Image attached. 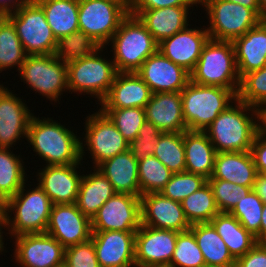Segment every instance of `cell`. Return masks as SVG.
Instances as JSON below:
<instances>
[{
    "label": "cell",
    "instance_id": "obj_6",
    "mask_svg": "<svg viewBox=\"0 0 266 267\" xmlns=\"http://www.w3.org/2000/svg\"><path fill=\"white\" fill-rule=\"evenodd\" d=\"M183 117L187 130L204 131L237 95L230 89L193 83L181 91Z\"/></svg>",
    "mask_w": 266,
    "mask_h": 267
},
{
    "label": "cell",
    "instance_id": "obj_39",
    "mask_svg": "<svg viewBox=\"0 0 266 267\" xmlns=\"http://www.w3.org/2000/svg\"><path fill=\"white\" fill-rule=\"evenodd\" d=\"M101 46L83 31H76L57 41L55 56L64 62L87 57Z\"/></svg>",
    "mask_w": 266,
    "mask_h": 267
},
{
    "label": "cell",
    "instance_id": "obj_43",
    "mask_svg": "<svg viewBox=\"0 0 266 267\" xmlns=\"http://www.w3.org/2000/svg\"><path fill=\"white\" fill-rule=\"evenodd\" d=\"M170 265L173 267H203L205 265L203 254L190 230L178 233Z\"/></svg>",
    "mask_w": 266,
    "mask_h": 267
},
{
    "label": "cell",
    "instance_id": "obj_37",
    "mask_svg": "<svg viewBox=\"0 0 266 267\" xmlns=\"http://www.w3.org/2000/svg\"><path fill=\"white\" fill-rule=\"evenodd\" d=\"M153 155L173 174L185 171L184 132H163Z\"/></svg>",
    "mask_w": 266,
    "mask_h": 267
},
{
    "label": "cell",
    "instance_id": "obj_3",
    "mask_svg": "<svg viewBox=\"0 0 266 267\" xmlns=\"http://www.w3.org/2000/svg\"><path fill=\"white\" fill-rule=\"evenodd\" d=\"M24 188L25 184L3 204L5 228L11 238L22 234L45 233L48 226L53 206L49 196L39 185L32 190L27 189L29 191Z\"/></svg>",
    "mask_w": 266,
    "mask_h": 267
},
{
    "label": "cell",
    "instance_id": "obj_11",
    "mask_svg": "<svg viewBox=\"0 0 266 267\" xmlns=\"http://www.w3.org/2000/svg\"><path fill=\"white\" fill-rule=\"evenodd\" d=\"M21 80L35 92L58 101L66 90L68 91V77L66 62L51 55H27L19 71ZM63 91V92H62Z\"/></svg>",
    "mask_w": 266,
    "mask_h": 267
},
{
    "label": "cell",
    "instance_id": "obj_45",
    "mask_svg": "<svg viewBox=\"0 0 266 267\" xmlns=\"http://www.w3.org/2000/svg\"><path fill=\"white\" fill-rule=\"evenodd\" d=\"M221 213H230L233 208L252 190L222 179H207Z\"/></svg>",
    "mask_w": 266,
    "mask_h": 267
},
{
    "label": "cell",
    "instance_id": "obj_10",
    "mask_svg": "<svg viewBox=\"0 0 266 267\" xmlns=\"http://www.w3.org/2000/svg\"><path fill=\"white\" fill-rule=\"evenodd\" d=\"M7 17L14 24L27 55L55 54L57 40L46 21L43 9L34 0H28Z\"/></svg>",
    "mask_w": 266,
    "mask_h": 267
},
{
    "label": "cell",
    "instance_id": "obj_42",
    "mask_svg": "<svg viewBox=\"0 0 266 267\" xmlns=\"http://www.w3.org/2000/svg\"><path fill=\"white\" fill-rule=\"evenodd\" d=\"M263 206V201L251 190L230 212L248 232L256 237L257 242H260V224Z\"/></svg>",
    "mask_w": 266,
    "mask_h": 267
},
{
    "label": "cell",
    "instance_id": "obj_24",
    "mask_svg": "<svg viewBox=\"0 0 266 267\" xmlns=\"http://www.w3.org/2000/svg\"><path fill=\"white\" fill-rule=\"evenodd\" d=\"M149 86L136 72H118L101 108H145L151 98Z\"/></svg>",
    "mask_w": 266,
    "mask_h": 267
},
{
    "label": "cell",
    "instance_id": "obj_30",
    "mask_svg": "<svg viewBox=\"0 0 266 267\" xmlns=\"http://www.w3.org/2000/svg\"><path fill=\"white\" fill-rule=\"evenodd\" d=\"M94 172L83 174L76 200L78 209L90 219L98 212L99 208L116 192L111 182L94 167Z\"/></svg>",
    "mask_w": 266,
    "mask_h": 267
},
{
    "label": "cell",
    "instance_id": "obj_55",
    "mask_svg": "<svg viewBox=\"0 0 266 267\" xmlns=\"http://www.w3.org/2000/svg\"><path fill=\"white\" fill-rule=\"evenodd\" d=\"M4 219H5V213H4V210H0V253L2 252V251H5L4 250V241H3V232H2V228H4L5 229V221H4Z\"/></svg>",
    "mask_w": 266,
    "mask_h": 267
},
{
    "label": "cell",
    "instance_id": "obj_29",
    "mask_svg": "<svg viewBox=\"0 0 266 267\" xmlns=\"http://www.w3.org/2000/svg\"><path fill=\"white\" fill-rule=\"evenodd\" d=\"M185 171L209 179L214 171L216 150L204 131H184Z\"/></svg>",
    "mask_w": 266,
    "mask_h": 267
},
{
    "label": "cell",
    "instance_id": "obj_57",
    "mask_svg": "<svg viewBox=\"0 0 266 267\" xmlns=\"http://www.w3.org/2000/svg\"><path fill=\"white\" fill-rule=\"evenodd\" d=\"M261 130L266 134V110L261 112Z\"/></svg>",
    "mask_w": 266,
    "mask_h": 267
},
{
    "label": "cell",
    "instance_id": "obj_40",
    "mask_svg": "<svg viewBox=\"0 0 266 267\" xmlns=\"http://www.w3.org/2000/svg\"><path fill=\"white\" fill-rule=\"evenodd\" d=\"M237 98L261 111L266 110V65L241 78Z\"/></svg>",
    "mask_w": 266,
    "mask_h": 267
},
{
    "label": "cell",
    "instance_id": "obj_25",
    "mask_svg": "<svg viewBox=\"0 0 266 267\" xmlns=\"http://www.w3.org/2000/svg\"><path fill=\"white\" fill-rule=\"evenodd\" d=\"M146 120L162 132H184L181 92H158L151 95L145 106Z\"/></svg>",
    "mask_w": 266,
    "mask_h": 267
},
{
    "label": "cell",
    "instance_id": "obj_23",
    "mask_svg": "<svg viewBox=\"0 0 266 267\" xmlns=\"http://www.w3.org/2000/svg\"><path fill=\"white\" fill-rule=\"evenodd\" d=\"M190 7L174 6L158 9H128L129 13L138 17L159 44L162 40L172 37L184 30L189 24Z\"/></svg>",
    "mask_w": 266,
    "mask_h": 267
},
{
    "label": "cell",
    "instance_id": "obj_61",
    "mask_svg": "<svg viewBox=\"0 0 266 267\" xmlns=\"http://www.w3.org/2000/svg\"><path fill=\"white\" fill-rule=\"evenodd\" d=\"M261 175L266 178V170Z\"/></svg>",
    "mask_w": 266,
    "mask_h": 267
},
{
    "label": "cell",
    "instance_id": "obj_17",
    "mask_svg": "<svg viewBox=\"0 0 266 267\" xmlns=\"http://www.w3.org/2000/svg\"><path fill=\"white\" fill-rule=\"evenodd\" d=\"M136 231H92L100 267H136Z\"/></svg>",
    "mask_w": 266,
    "mask_h": 267
},
{
    "label": "cell",
    "instance_id": "obj_44",
    "mask_svg": "<svg viewBox=\"0 0 266 267\" xmlns=\"http://www.w3.org/2000/svg\"><path fill=\"white\" fill-rule=\"evenodd\" d=\"M206 183L207 179L204 176L183 171L172 174L170 180L160 193L166 198L181 202Z\"/></svg>",
    "mask_w": 266,
    "mask_h": 267
},
{
    "label": "cell",
    "instance_id": "obj_48",
    "mask_svg": "<svg viewBox=\"0 0 266 267\" xmlns=\"http://www.w3.org/2000/svg\"><path fill=\"white\" fill-rule=\"evenodd\" d=\"M236 267H266V242L257 244L235 261Z\"/></svg>",
    "mask_w": 266,
    "mask_h": 267
},
{
    "label": "cell",
    "instance_id": "obj_21",
    "mask_svg": "<svg viewBox=\"0 0 266 267\" xmlns=\"http://www.w3.org/2000/svg\"><path fill=\"white\" fill-rule=\"evenodd\" d=\"M81 163L70 165H46L37 174V185L49 196L53 205L76 203L79 184L82 178Z\"/></svg>",
    "mask_w": 266,
    "mask_h": 267
},
{
    "label": "cell",
    "instance_id": "obj_22",
    "mask_svg": "<svg viewBox=\"0 0 266 267\" xmlns=\"http://www.w3.org/2000/svg\"><path fill=\"white\" fill-rule=\"evenodd\" d=\"M209 40L206 28H189L188 26L172 37L162 40L158 44V51L173 63L183 67L191 73L205 43Z\"/></svg>",
    "mask_w": 266,
    "mask_h": 267
},
{
    "label": "cell",
    "instance_id": "obj_16",
    "mask_svg": "<svg viewBox=\"0 0 266 267\" xmlns=\"http://www.w3.org/2000/svg\"><path fill=\"white\" fill-rule=\"evenodd\" d=\"M136 73L149 86L152 94L181 92L190 81L188 71L173 63L158 50L143 62Z\"/></svg>",
    "mask_w": 266,
    "mask_h": 267
},
{
    "label": "cell",
    "instance_id": "obj_51",
    "mask_svg": "<svg viewBox=\"0 0 266 267\" xmlns=\"http://www.w3.org/2000/svg\"><path fill=\"white\" fill-rule=\"evenodd\" d=\"M28 0H0V16L16 12Z\"/></svg>",
    "mask_w": 266,
    "mask_h": 267
},
{
    "label": "cell",
    "instance_id": "obj_38",
    "mask_svg": "<svg viewBox=\"0 0 266 267\" xmlns=\"http://www.w3.org/2000/svg\"><path fill=\"white\" fill-rule=\"evenodd\" d=\"M172 172L154 155L138 161V178L141 195L159 193L172 176Z\"/></svg>",
    "mask_w": 266,
    "mask_h": 267
},
{
    "label": "cell",
    "instance_id": "obj_18",
    "mask_svg": "<svg viewBox=\"0 0 266 267\" xmlns=\"http://www.w3.org/2000/svg\"><path fill=\"white\" fill-rule=\"evenodd\" d=\"M178 233L141 224L135 234L136 266L170 264Z\"/></svg>",
    "mask_w": 266,
    "mask_h": 267
},
{
    "label": "cell",
    "instance_id": "obj_33",
    "mask_svg": "<svg viewBox=\"0 0 266 267\" xmlns=\"http://www.w3.org/2000/svg\"><path fill=\"white\" fill-rule=\"evenodd\" d=\"M189 230L194 234L206 265H235L236 260L229 253L227 245L211 223L192 224Z\"/></svg>",
    "mask_w": 266,
    "mask_h": 267
},
{
    "label": "cell",
    "instance_id": "obj_47",
    "mask_svg": "<svg viewBox=\"0 0 266 267\" xmlns=\"http://www.w3.org/2000/svg\"><path fill=\"white\" fill-rule=\"evenodd\" d=\"M66 267H100L92 239L65 248Z\"/></svg>",
    "mask_w": 266,
    "mask_h": 267
},
{
    "label": "cell",
    "instance_id": "obj_59",
    "mask_svg": "<svg viewBox=\"0 0 266 267\" xmlns=\"http://www.w3.org/2000/svg\"><path fill=\"white\" fill-rule=\"evenodd\" d=\"M203 267H236L235 265L233 266H213V265H204Z\"/></svg>",
    "mask_w": 266,
    "mask_h": 267
},
{
    "label": "cell",
    "instance_id": "obj_36",
    "mask_svg": "<svg viewBox=\"0 0 266 267\" xmlns=\"http://www.w3.org/2000/svg\"><path fill=\"white\" fill-rule=\"evenodd\" d=\"M181 206L190 225L210 223L213 217L220 213L208 182L199 190L183 199Z\"/></svg>",
    "mask_w": 266,
    "mask_h": 267
},
{
    "label": "cell",
    "instance_id": "obj_58",
    "mask_svg": "<svg viewBox=\"0 0 266 267\" xmlns=\"http://www.w3.org/2000/svg\"><path fill=\"white\" fill-rule=\"evenodd\" d=\"M136 267H173V266L170 264H153V265H142Z\"/></svg>",
    "mask_w": 266,
    "mask_h": 267
},
{
    "label": "cell",
    "instance_id": "obj_56",
    "mask_svg": "<svg viewBox=\"0 0 266 267\" xmlns=\"http://www.w3.org/2000/svg\"><path fill=\"white\" fill-rule=\"evenodd\" d=\"M258 1V5L260 8V18L262 20L266 19V0H257Z\"/></svg>",
    "mask_w": 266,
    "mask_h": 267
},
{
    "label": "cell",
    "instance_id": "obj_26",
    "mask_svg": "<svg viewBox=\"0 0 266 267\" xmlns=\"http://www.w3.org/2000/svg\"><path fill=\"white\" fill-rule=\"evenodd\" d=\"M240 78L266 65V19L232 41Z\"/></svg>",
    "mask_w": 266,
    "mask_h": 267
},
{
    "label": "cell",
    "instance_id": "obj_49",
    "mask_svg": "<svg viewBox=\"0 0 266 267\" xmlns=\"http://www.w3.org/2000/svg\"><path fill=\"white\" fill-rule=\"evenodd\" d=\"M199 0H128V9H158L174 6H194Z\"/></svg>",
    "mask_w": 266,
    "mask_h": 267
},
{
    "label": "cell",
    "instance_id": "obj_5",
    "mask_svg": "<svg viewBox=\"0 0 266 267\" xmlns=\"http://www.w3.org/2000/svg\"><path fill=\"white\" fill-rule=\"evenodd\" d=\"M117 72H136L158 50V43L137 16L128 14L110 39Z\"/></svg>",
    "mask_w": 266,
    "mask_h": 267
},
{
    "label": "cell",
    "instance_id": "obj_19",
    "mask_svg": "<svg viewBox=\"0 0 266 267\" xmlns=\"http://www.w3.org/2000/svg\"><path fill=\"white\" fill-rule=\"evenodd\" d=\"M15 95L0 84V148L11 149L21 137L27 138L33 113Z\"/></svg>",
    "mask_w": 266,
    "mask_h": 267
},
{
    "label": "cell",
    "instance_id": "obj_27",
    "mask_svg": "<svg viewBox=\"0 0 266 267\" xmlns=\"http://www.w3.org/2000/svg\"><path fill=\"white\" fill-rule=\"evenodd\" d=\"M257 175L250 151L218 152L215 157L214 171L209 179H222L253 189Z\"/></svg>",
    "mask_w": 266,
    "mask_h": 267
},
{
    "label": "cell",
    "instance_id": "obj_32",
    "mask_svg": "<svg viewBox=\"0 0 266 267\" xmlns=\"http://www.w3.org/2000/svg\"><path fill=\"white\" fill-rule=\"evenodd\" d=\"M210 223L227 245L229 253L236 260L249 252L256 244V237L248 232L230 213H219Z\"/></svg>",
    "mask_w": 266,
    "mask_h": 267
},
{
    "label": "cell",
    "instance_id": "obj_13",
    "mask_svg": "<svg viewBox=\"0 0 266 267\" xmlns=\"http://www.w3.org/2000/svg\"><path fill=\"white\" fill-rule=\"evenodd\" d=\"M141 225L139 196L116 193L91 219L92 231H137Z\"/></svg>",
    "mask_w": 266,
    "mask_h": 267
},
{
    "label": "cell",
    "instance_id": "obj_20",
    "mask_svg": "<svg viewBox=\"0 0 266 267\" xmlns=\"http://www.w3.org/2000/svg\"><path fill=\"white\" fill-rule=\"evenodd\" d=\"M141 224L157 229L184 232L190 229L181 202L159 193L141 195Z\"/></svg>",
    "mask_w": 266,
    "mask_h": 267
},
{
    "label": "cell",
    "instance_id": "obj_46",
    "mask_svg": "<svg viewBox=\"0 0 266 267\" xmlns=\"http://www.w3.org/2000/svg\"><path fill=\"white\" fill-rule=\"evenodd\" d=\"M163 132L152 122L145 121L138 135L129 143V150L137 161L153 155L159 136Z\"/></svg>",
    "mask_w": 266,
    "mask_h": 267
},
{
    "label": "cell",
    "instance_id": "obj_35",
    "mask_svg": "<svg viewBox=\"0 0 266 267\" xmlns=\"http://www.w3.org/2000/svg\"><path fill=\"white\" fill-rule=\"evenodd\" d=\"M26 57L14 24L7 16H0V71L17 66L19 72Z\"/></svg>",
    "mask_w": 266,
    "mask_h": 267
},
{
    "label": "cell",
    "instance_id": "obj_34",
    "mask_svg": "<svg viewBox=\"0 0 266 267\" xmlns=\"http://www.w3.org/2000/svg\"><path fill=\"white\" fill-rule=\"evenodd\" d=\"M19 156L10 148H0V202L3 204L27 182L24 162Z\"/></svg>",
    "mask_w": 266,
    "mask_h": 267
},
{
    "label": "cell",
    "instance_id": "obj_41",
    "mask_svg": "<svg viewBox=\"0 0 266 267\" xmlns=\"http://www.w3.org/2000/svg\"><path fill=\"white\" fill-rule=\"evenodd\" d=\"M100 110L110 118L129 143L136 138L146 121L144 108H100Z\"/></svg>",
    "mask_w": 266,
    "mask_h": 267
},
{
    "label": "cell",
    "instance_id": "obj_15",
    "mask_svg": "<svg viewBox=\"0 0 266 267\" xmlns=\"http://www.w3.org/2000/svg\"><path fill=\"white\" fill-rule=\"evenodd\" d=\"M45 233L64 248L77 245L91 238V219L78 209L76 203L56 204L52 206Z\"/></svg>",
    "mask_w": 266,
    "mask_h": 267
},
{
    "label": "cell",
    "instance_id": "obj_4",
    "mask_svg": "<svg viewBox=\"0 0 266 267\" xmlns=\"http://www.w3.org/2000/svg\"><path fill=\"white\" fill-rule=\"evenodd\" d=\"M190 80L201 85L227 88L237 95L241 78L232 41L209 38L190 73Z\"/></svg>",
    "mask_w": 266,
    "mask_h": 267
},
{
    "label": "cell",
    "instance_id": "obj_52",
    "mask_svg": "<svg viewBox=\"0 0 266 267\" xmlns=\"http://www.w3.org/2000/svg\"><path fill=\"white\" fill-rule=\"evenodd\" d=\"M252 190L260 197L263 203L266 204V178L258 174Z\"/></svg>",
    "mask_w": 266,
    "mask_h": 267
},
{
    "label": "cell",
    "instance_id": "obj_50",
    "mask_svg": "<svg viewBox=\"0 0 266 267\" xmlns=\"http://www.w3.org/2000/svg\"><path fill=\"white\" fill-rule=\"evenodd\" d=\"M258 174L266 170V134L260 130L254 137L250 149Z\"/></svg>",
    "mask_w": 266,
    "mask_h": 267
},
{
    "label": "cell",
    "instance_id": "obj_7",
    "mask_svg": "<svg viewBox=\"0 0 266 267\" xmlns=\"http://www.w3.org/2000/svg\"><path fill=\"white\" fill-rule=\"evenodd\" d=\"M103 48L87 57L66 63L69 92L89 94L99 102L107 96L118 72L112 58L110 61L100 55Z\"/></svg>",
    "mask_w": 266,
    "mask_h": 267
},
{
    "label": "cell",
    "instance_id": "obj_53",
    "mask_svg": "<svg viewBox=\"0 0 266 267\" xmlns=\"http://www.w3.org/2000/svg\"><path fill=\"white\" fill-rule=\"evenodd\" d=\"M238 3L244 7L252 9L260 17V8L257 0H223Z\"/></svg>",
    "mask_w": 266,
    "mask_h": 267
},
{
    "label": "cell",
    "instance_id": "obj_1",
    "mask_svg": "<svg viewBox=\"0 0 266 267\" xmlns=\"http://www.w3.org/2000/svg\"><path fill=\"white\" fill-rule=\"evenodd\" d=\"M234 104L231 103L204 130L217 153L250 151L254 137L261 130L260 109L238 98Z\"/></svg>",
    "mask_w": 266,
    "mask_h": 267
},
{
    "label": "cell",
    "instance_id": "obj_60",
    "mask_svg": "<svg viewBox=\"0 0 266 267\" xmlns=\"http://www.w3.org/2000/svg\"><path fill=\"white\" fill-rule=\"evenodd\" d=\"M0 210H4V205L1 202H0Z\"/></svg>",
    "mask_w": 266,
    "mask_h": 267
},
{
    "label": "cell",
    "instance_id": "obj_2",
    "mask_svg": "<svg viewBox=\"0 0 266 267\" xmlns=\"http://www.w3.org/2000/svg\"><path fill=\"white\" fill-rule=\"evenodd\" d=\"M53 118L32 116L27 132V142L32 145L45 165H70L81 163L80 137Z\"/></svg>",
    "mask_w": 266,
    "mask_h": 267
},
{
    "label": "cell",
    "instance_id": "obj_14",
    "mask_svg": "<svg viewBox=\"0 0 266 267\" xmlns=\"http://www.w3.org/2000/svg\"><path fill=\"white\" fill-rule=\"evenodd\" d=\"M14 260L23 267H60L64 265L65 248L47 233L15 236Z\"/></svg>",
    "mask_w": 266,
    "mask_h": 267
},
{
    "label": "cell",
    "instance_id": "obj_9",
    "mask_svg": "<svg viewBox=\"0 0 266 267\" xmlns=\"http://www.w3.org/2000/svg\"><path fill=\"white\" fill-rule=\"evenodd\" d=\"M209 18L210 39L233 41L256 27L262 19L250 8L223 0H199Z\"/></svg>",
    "mask_w": 266,
    "mask_h": 267
},
{
    "label": "cell",
    "instance_id": "obj_54",
    "mask_svg": "<svg viewBox=\"0 0 266 267\" xmlns=\"http://www.w3.org/2000/svg\"><path fill=\"white\" fill-rule=\"evenodd\" d=\"M260 242H266V204H264L260 224Z\"/></svg>",
    "mask_w": 266,
    "mask_h": 267
},
{
    "label": "cell",
    "instance_id": "obj_12",
    "mask_svg": "<svg viewBox=\"0 0 266 267\" xmlns=\"http://www.w3.org/2000/svg\"><path fill=\"white\" fill-rule=\"evenodd\" d=\"M85 138L80 141L81 161L84 148L90 151L94 167L103 161L129 150V142L118 131L115 124L100 109L85 118ZM84 146V147H83Z\"/></svg>",
    "mask_w": 266,
    "mask_h": 267
},
{
    "label": "cell",
    "instance_id": "obj_28",
    "mask_svg": "<svg viewBox=\"0 0 266 267\" xmlns=\"http://www.w3.org/2000/svg\"><path fill=\"white\" fill-rule=\"evenodd\" d=\"M96 168L111 182L116 193L140 197L138 161L130 150L103 161Z\"/></svg>",
    "mask_w": 266,
    "mask_h": 267
},
{
    "label": "cell",
    "instance_id": "obj_8",
    "mask_svg": "<svg viewBox=\"0 0 266 267\" xmlns=\"http://www.w3.org/2000/svg\"><path fill=\"white\" fill-rule=\"evenodd\" d=\"M128 14V0H79V30L105 47Z\"/></svg>",
    "mask_w": 266,
    "mask_h": 267
},
{
    "label": "cell",
    "instance_id": "obj_31",
    "mask_svg": "<svg viewBox=\"0 0 266 267\" xmlns=\"http://www.w3.org/2000/svg\"><path fill=\"white\" fill-rule=\"evenodd\" d=\"M44 11L53 35L60 38L79 31V0H34Z\"/></svg>",
    "mask_w": 266,
    "mask_h": 267
}]
</instances>
